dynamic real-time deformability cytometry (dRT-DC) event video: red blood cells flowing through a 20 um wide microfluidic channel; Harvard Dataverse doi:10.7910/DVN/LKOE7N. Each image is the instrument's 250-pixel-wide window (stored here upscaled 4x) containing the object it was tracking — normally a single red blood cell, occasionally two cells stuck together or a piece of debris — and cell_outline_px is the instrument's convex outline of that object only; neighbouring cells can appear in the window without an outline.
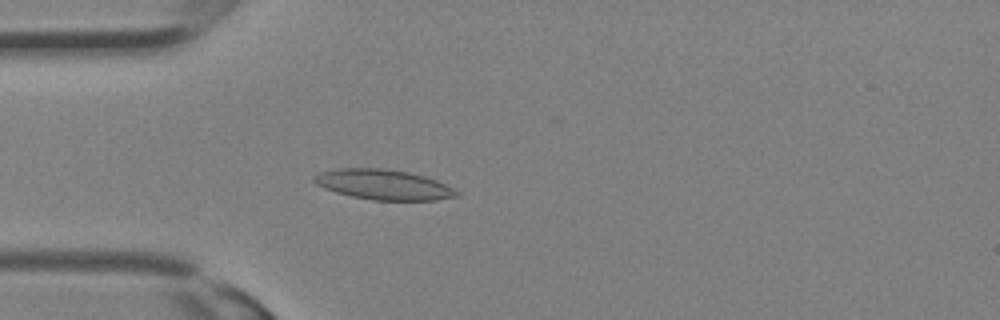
{"species": "Egyptian fruit bat (a non-hibernating species)", "species_latin": "Rousettus aegyptiacus", "temperature_condition": "room temperature", "stored_images_in_passage": 26, "camera_frame_rate_fps": 3000, "um_per_image_px": 0.085, "animal": {"sex": "female"}, "frame": {"image": 1, "passage_image": 3, "time_ms": 0.667, "image_size_px": [1000, 320], "cell_outline_px": [[460, 196], [436, 200], [372, 200], [352, 196], [336, 192], [324, 188], [316, 184], [312, 180], [312, 176], [320, 172], [340, 168], [384, 168], [408, 172], [424, 176], [436, 180], [460, 192]], "centroid_in_image_um": [32.59, 15.69], "position_along_channel_um": 52.4, "area_um2": 25.03}}
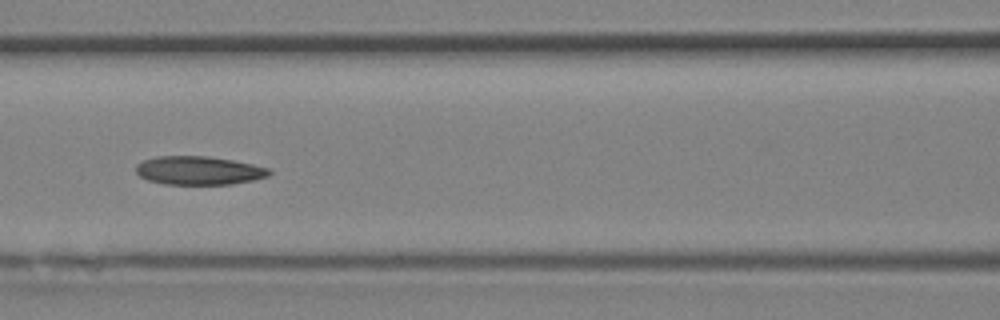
{"frame": {"image": 2, "passage_image": 8, "time_ms": 2.333, "image_size_px": [1000, 320], "cell_outline_px": [[272, 172], [268, 176], [252, 180], [232, 184], [164, 184], [148, 180], [140, 176], [136, 172], [136, 164], [144, 160], [156, 156], [208, 156], [232, 160], [252, 164], [268, 168]], "centroid_in_image_um": [16.88, 14.49], "position_along_channel_um": 149.7, "area_um2": 22.08}}
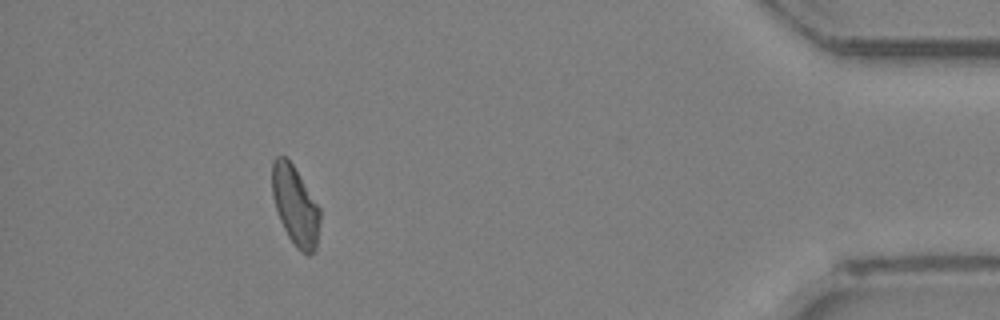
{"frame": {"image": 3, "passage_image": 23, "time_ms": 7.333, "image_size_px": [1000, 320], "cell_outline_px": [[320, 220], [316, 252], [308, 256], [300, 252], [296, 248], [288, 236], [280, 220], [272, 196], [272, 160], [276, 156], [284, 156], [292, 164], [320, 208]], "centroid_in_image_um": [25.1, 17.53], "position_along_channel_um": 410.1, "area_um2": 22.14}}